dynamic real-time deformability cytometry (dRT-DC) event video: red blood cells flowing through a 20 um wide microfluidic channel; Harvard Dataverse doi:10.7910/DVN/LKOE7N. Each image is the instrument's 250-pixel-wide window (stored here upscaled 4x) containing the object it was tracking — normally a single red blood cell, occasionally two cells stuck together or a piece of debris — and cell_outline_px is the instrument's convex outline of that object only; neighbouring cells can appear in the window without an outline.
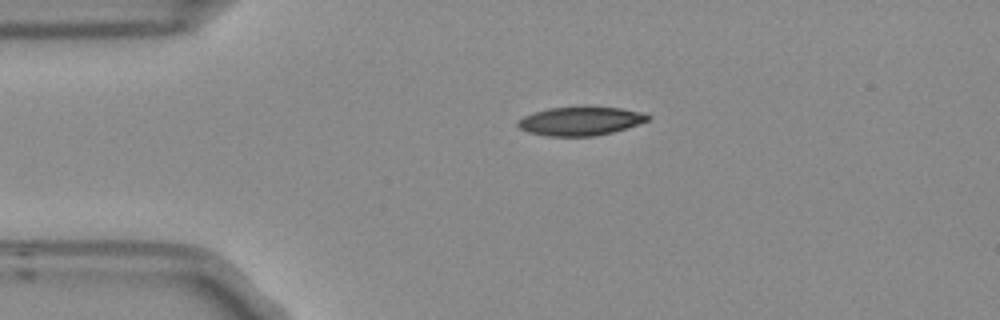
{"species": "Egyptian fruit bat (a non-hibernating species)", "species_latin": "Rousettus aegyptiacus", "temperature_condition": "room temperature", "stored_images_in_passage": 2, "camera_frame_rate_fps": 3000, "um_per_image_px": 0.085, "frame": {"image": 1, "passage_image": 1, "time_ms": 0.0, "image_size_px": [1000, 320], "cell_outline_px": [[652, 116], [648, 120], [612, 132], [592, 136], [548, 136], [528, 132], [520, 128], [516, 124], [516, 120], [532, 112], [548, 108], [620, 108], [640, 112]], "centroid_in_image_um": [49.26, 10.3], "position_along_channel_um": 35.7, "area_um2": 21.21}}